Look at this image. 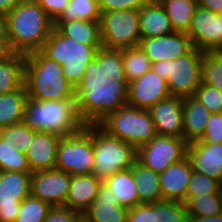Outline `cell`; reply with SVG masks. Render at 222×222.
Instances as JSON below:
<instances>
[{
    "label": "cell",
    "mask_w": 222,
    "mask_h": 222,
    "mask_svg": "<svg viewBox=\"0 0 222 222\" xmlns=\"http://www.w3.org/2000/svg\"><path fill=\"white\" fill-rule=\"evenodd\" d=\"M184 203L189 216L207 217L222 213L220 193L186 198Z\"/></svg>",
    "instance_id": "obj_33"
},
{
    "label": "cell",
    "mask_w": 222,
    "mask_h": 222,
    "mask_svg": "<svg viewBox=\"0 0 222 222\" xmlns=\"http://www.w3.org/2000/svg\"><path fill=\"white\" fill-rule=\"evenodd\" d=\"M220 196H221V201H222V187L220 189Z\"/></svg>",
    "instance_id": "obj_52"
},
{
    "label": "cell",
    "mask_w": 222,
    "mask_h": 222,
    "mask_svg": "<svg viewBox=\"0 0 222 222\" xmlns=\"http://www.w3.org/2000/svg\"><path fill=\"white\" fill-rule=\"evenodd\" d=\"M187 158L196 173L222 182V144L203 142L200 139L188 144Z\"/></svg>",
    "instance_id": "obj_18"
},
{
    "label": "cell",
    "mask_w": 222,
    "mask_h": 222,
    "mask_svg": "<svg viewBox=\"0 0 222 222\" xmlns=\"http://www.w3.org/2000/svg\"><path fill=\"white\" fill-rule=\"evenodd\" d=\"M198 6L214 13L222 12V0H197Z\"/></svg>",
    "instance_id": "obj_47"
},
{
    "label": "cell",
    "mask_w": 222,
    "mask_h": 222,
    "mask_svg": "<svg viewBox=\"0 0 222 222\" xmlns=\"http://www.w3.org/2000/svg\"><path fill=\"white\" fill-rule=\"evenodd\" d=\"M80 222H89L85 217H83Z\"/></svg>",
    "instance_id": "obj_51"
},
{
    "label": "cell",
    "mask_w": 222,
    "mask_h": 222,
    "mask_svg": "<svg viewBox=\"0 0 222 222\" xmlns=\"http://www.w3.org/2000/svg\"><path fill=\"white\" fill-rule=\"evenodd\" d=\"M84 213L66 207H52L44 222H80Z\"/></svg>",
    "instance_id": "obj_44"
},
{
    "label": "cell",
    "mask_w": 222,
    "mask_h": 222,
    "mask_svg": "<svg viewBox=\"0 0 222 222\" xmlns=\"http://www.w3.org/2000/svg\"><path fill=\"white\" fill-rule=\"evenodd\" d=\"M132 172L140 203H155L163 200L160 174L144 167L138 161L132 166Z\"/></svg>",
    "instance_id": "obj_27"
},
{
    "label": "cell",
    "mask_w": 222,
    "mask_h": 222,
    "mask_svg": "<svg viewBox=\"0 0 222 222\" xmlns=\"http://www.w3.org/2000/svg\"><path fill=\"white\" fill-rule=\"evenodd\" d=\"M12 53L7 39L5 22L3 17H0V60L8 57Z\"/></svg>",
    "instance_id": "obj_46"
},
{
    "label": "cell",
    "mask_w": 222,
    "mask_h": 222,
    "mask_svg": "<svg viewBox=\"0 0 222 222\" xmlns=\"http://www.w3.org/2000/svg\"><path fill=\"white\" fill-rule=\"evenodd\" d=\"M56 27L64 36L84 45H102L100 21H55Z\"/></svg>",
    "instance_id": "obj_26"
},
{
    "label": "cell",
    "mask_w": 222,
    "mask_h": 222,
    "mask_svg": "<svg viewBox=\"0 0 222 222\" xmlns=\"http://www.w3.org/2000/svg\"><path fill=\"white\" fill-rule=\"evenodd\" d=\"M201 79L222 92V51L203 52Z\"/></svg>",
    "instance_id": "obj_34"
},
{
    "label": "cell",
    "mask_w": 222,
    "mask_h": 222,
    "mask_svg": "<svg viewBox=\"0 0 222 222\" xmlns=\"http://www.w3.org/2000/svg\"><path fill=\"white\" fill-rule=\"evenodd\" d=\"M203 51L195 47L186 55L172 61L152 63L151 69L167 80L171 96H193L201 85Z\"/></svg>",
    "instance_id": "obj_8"
},
{
    "label": "cell",
    "mask_w": 222,
    "mask_h": 222,
    "mask_svg": "<svg viewBox=\"0 0 222 222\" xmlns=\"http://www.w3.org/2000/svg\"><path fill=\"white\" fill-rule=\"evenodd\" d=\"M98 125L109 135L131 144L136 149L157 135L149 109L129 105L112 112Z\"/></svg>",
    "instance_id": "obj_7"
},
{
    "label": "cell",
    "mask_w": 222,
    "mask_h": 222,
    "mask_svg": "<svg viewBox=\"0 0 222 222\" xmlns=\"http://www.w3.org/2000/svg\"><path fill=\"white\" fill-rule=\"evenodd\" d=\"M193 169L186 157L169 166L160 174V187L163 200L185 202Z\"/></svg>",
    "instance_id": "obj_20"
},
{
    "label": "cell",
    "mask_w": 222,
    "mask_h": 222,
    "mask_svg": "<svg viewBox=\"0 0 222 222\" xmlns=\"http://www.w3.org/2000/svg\"><path fill=\"white\" fill-rule=\"evenodd\" d=\"M0 171L31 172L26 154L0 139Z\"/></svg>",
    "instance_id": "obj_36"
},
{
    "label": "cell",
    "mask_w": 222,
    "mask_h": 222,
    "mask_svg": "<svg viewBox=\"0 0 222 222\" xmlns=\"http://www.w3.org/2000/svg\"><path fill=\"white\" fill-rule=\"evenodd\" d=\"M28 98L25 84L10 93L0 94V129L24 122Z\"/></svg>",
    "instance_id": "obj_25"
},
{
    "label": "cell",
    "mask_w": 222,
    "mask_h": 222,
    "mask_svg": "<svg viewBox=\"0 0 222 222\" xmlns=\"http://www.w3.org/2000/svg\"><path fill=\"white\" fill-rule=\"evenodd\" d=\"M24 122L36 131H46L61 136L71 135L83 127L75 100L35 101L28 98Z\"/></svg>",
    "instance_id": "obj_5"
},
{
    "label": "cell",
    "mask_w": 222,
    "mask_h": 222,
    "mask_svg": "<svg viewBox=\"0 0 222 222\" xmlns=\"http://www.w3.org/2000/svg\"><path fill=\"white\" fill-rule=\"evenodd\" d=\"M187 35L193 47L200 51H222V12L197 6Z\"/></svg>",
    "instance_id": "obj_13"
},
{
    "label": "cell",
    "mask_w": 222,
    "mask_h": 222,
    "mask_svg": "<svg viewBox=\"0 0 222 222\" xmlns=\"http://www.w3.org/2000/svg\"><path fill=\"white\" fill-rule=\"evenodd\" d=\"M94 154L92 147V125L83 127L61 138L55 168L70 175L92 174Z\"/></svg>",
    "instance_id": "obj_9"
},
{
    "label": "cell",
    "mask_w": 222,
    "mask_h": 222,
    "mask_svg": "<svg viewBox=\"0 0 222 222\" xmlns=\"http://www.w3.org/2000/svg\"><path fill=\"white\" fill-rule=\"evenodd\" d=\"M157 135L183 138V98L170 96L149 109Z\"/></svg>",
    "instance_id": "obj_17"
},
{
    "label": "cell",
    "mask_w": 222,
    "mask_h": 222,
    "mask_svg": "<svg viewBox=\"0 0 222 222\" xmlns=\"http://www.w3.org/2000/svg\"><path fill=\"white\" fill-rule=\"evenodd\" d=\"M3 19L11 51L24 55L40 51L54 28L38 2L17 4Z\"/></svg>",
    "instance_id": "obj_2"
},
{
    "label": "cell",
    "mask_w": 222,
    "mask_h": 222,
    "mask_svg": "<svg viewBox=\"0 0 222 222\" xmlns=\"http://www.w3.org/2000/svg\"><path fill=\"white\" fill-rule=\"evenodd\" d=\"M101 11L97 0H70L65 11L56 21H100Z\"/></svg>",
    "instance_id": "obj_32"
},
{
    "label": "cell",
    "mask_w": 222,
    "mask_h": 222,
    "mask_svg": "<svg viewBox=\"0 0 222 222\" xmlns=\"http://www.w3.org/2000/svg\"><path fill=\"white\" fill-rule=\"evenodd\" d=\"M100 30L104 48L122 50L136 47L141 39L139 11L126 9L101 12Z\"/></svg>",
    "instance_id": "obj_10"
},
{
    "label": "cell",
    "mask_w": 222,
    "mask_h": 222,
    "mask_svg": "<svg viewBox=\"0 0 222 222\" xmlns=\"http://www.w3.org/2000/svg\"><path fill=\"white\" fill-rule=\"evenodd\" d=\"M36 132L25 122H21L0 129V139L15 146L21 153L26 154Z\"/></svg>",
    "instance_id": "obj_35"
},
{
    "label": "cell",
    "mask_w": 222,
    "mask_h": 222,
    "mask_svg": "<svg viewBox=\"0 0 222 222\" xmlns=\"http://www.w3.org/2000/svg\"><path fill=\"white\" fill-rule=\"evenodd\" d=\"M127 222H157V202L141 203L129 209Z\"/></svg>",
    "instance_id": "obj_41"
},
{
    "label": "cell",
    "mask_w": 222,
    "mask_h": 222,
    "mask_svg": "<svg viewBox=\"0 0 222 222\" xmlns=\"http://www.w3.org/2000/svg\"><path fill=\"white\" fill-rule=\"evenodd\" d=\"M32 172L0 171V222H14L23 199L31 195Z\"/></svg>",
    "instance_id": "obj_12"
},
{
    "label": "cell",
    "mask_w": 222,
    "mask_h": 222,
    "mask_svg": "<svg viewBox=\"0 0 222 222\" xmlns=\"http://www.w3.org/2000/svg\"><path fill=\"white\" fill-rule=\"evenodd\" d=\"M52 206L32 195L22 200L14 222H44Z\"/></svg>",
    "instance_id": "obj_37"
},
{
    "label": "cell",
    "mask_w": 222,
    "mask_h": 222,
    "mask_svg": "<svg viewBox=\"0 0 222 222\" xmlns=\"http://www.w3.org/2000/svg\"><path fill=\"white\" fill-rule=\"evenodd\" d=\"M139 29L141 38L163 36L174 32L159 0H149L139 10Z\"/></svg>",
    "instance_id": "obj_24"
},
{
    "label": "cell",
    "mask_w": 222,
    "mask_h": 222,
    "mask_svg": "<svg viewBox=\"0 0 222 222\" xmlns=\"http://www.w3.org/2000/svg\"><path fill=\"white\" fill-rule=\"evenodd\" d=\"M163 5L171 26L175 32L188 33L197 0H159Z\"/></svg>",
    "instance_id": "obj_30"
},
{
    "label": "cell",
    "mask_w": 222,
    "mask_h": 222,
    "mask_svg": "<svg viewBox=\"0 0 222 222\" xmlns=\"http://www.w3.org/2000/svg\"><path fill=\"white\" fill-rule=\"evenodd\" d=\"M189 222H222V213L207 217L189 216Z\"/></svg>",
    "instance_id": "obj_49"
},
{
    "label": "cell",
    "mask_w": 222,
    "mask_h": 222,
    "mask_svg": "<svg viewBox=\"0 0 222 222\" xmlns=\"http://www.w3.org/2000/svg\"><path fill=\"white\" fill-rule=\"evenodd\" d=\"M212 113H222V92L217 88L201 83L193 95Z\"/></svg>",
    "instance_id": "obj_40"
},
{
    "label": "cell",
    "mask_w": 222,
    "mask_h": 222,
    "mask_svg": "<svg viewBox=\"0 0 222 222\" xmlns=\"http://www.w3.org/2000/svg\"><path fill=\"white\" fill-rule=\"evenodd\" d=\"M101 12L115 10L139 11L149 0H97Z\"/></svg>",
    "instance_id": "obj_42"
},
{
    "label": "cell",
    "mask_w": 222,
    "mask_h": 222,
    "mask_svg": "<svg viewBox=\"0 0 222 222\" xmlns=\"http://www.w3.org/2000/svg\"><path fill=\"white\" fill-rule=\"evenodd\" d=\"M101 184L94 174L71 175L64 207L84 213L95 202Z\"/></svg>",
    "instance_id": "obj_22"
},
{
    "label": "cell",
    "mask_w": 222,
    "mask_h": 222,
    "mask_svg": "<svg viewBox=\"0 0 222 222\" xmlns=\"http://www.w3.org/2000/svg\"><path fill=\"white\" fill-rule=\"evenodd\" d=\"M138 46L152 63L172 61L188 54L194 48L187 33L175 31L163 36L141 38Z\"/></svg>",
    "instance_id": "obj_16"
},
{
    "label": "cell",
    "mask_w": 222,
    "mask_h": 222,
    "mask_svg": "<svg viewBox=\"0 0 222 222\" xmlns=\"http://www.w3.org/2000/svg\"><path fill=\"white\" fill-rule=\"evenodd\" d=\"M39 5L55 22L69 5L70 0H38Z\"/></svg>",
    "instance_id": "obj_45"
},
{
    "label": "cell",
    "mask_w": 222,
    "mask_h": 222,
    "mask_svg": "<svg viewBox=\"0 0 222 222\" xmlns=\"http://www.w3.org/2000/svg\"><path fill=\"white\" fill-rule=\"evenodd\" d=\"M129 209L118 202V197L103 182L95 202L84 212L89 222H127Z\"/></svg>",
    "instance_id": "obj_21"
},
{
    "label": "cell",
    "mask_w": 222,
    "mask_h": 222,
    "mask_svg": "<svg viewBox=\"0 0 222 222\" xmlns=\"http://www.w3.org/2000/svg\"><path fill=\"white\" fill-rule=\"evenodd\" d=\"M211 113L194 96L183 98V139L189 144L205 134Z\"/></svg>",
    "instance_id": "obj_23"
},
{
    "label": "cell",
    "mask_w": 222,
    "mask_h": 222,
    "mask_svg": "<svg viewBox=\"0 0 222 222\" xmlns=\"http://www.w3.org/2000/svg\"><path fill=\"white\" fill-rule=\"evenodd\" d=\"M188 143L175 136L156 135L137 149V161L161 174L169 166L187 157Z\"/></svg>",
    "instance_id": "obj_11"
},
{
    "label": "cell",
    "mask_w": 222,
    "mask_h": 222,
    "mask_svg": "<svg viewBox=\"0 0 222 222\" xmlns=\"http://www.w3.org/2000/svg\"><path fill=\"white\" fill-rule=\"evenodd\" d=\"M24 84L35 101L75 100L76 88L65 78L62 66L41 51L25 55Z\"/></svg>",
    "instance_id": "obj_3"
},
{
    "label": "cell",
    "mask_w": 222,
    "mask_h": 222,
    "mask_svg": "<svg viewBox=\"0 0 222 222\" xmlns=\"http://www.w3.org/2000/svg\"><path fill=\"white\" fill-rule=\"evenodd\" d=\"M200 140L209 143H222V113L211 114L205 134Z\"/></svg>",
    "instance_id": "obj_43"
},
{
    "label": "cell",
    "mask_w": 222,
    "mask_h": 222,
    "mask_svg": "<svg viewBox=\"0 0 222 222\" xmlns=\"http://www.w3.org/2000/svg\"><path fill=\"white\" fill-rule=\"evenodd\" d=\"M128 81L122 50L101 47L90 61L75 92V108L84 125H98L127 105Z\"/></svg>",
    "instance_id": "obj_1"
},
{
    "label": "cell",
    "mask_w": 222,
    "mask_h": 222,
    "mask_svg": "<svg viewBox=\"0 0 222 222\" xmlns=\"http://www.w3.org/2000/svg\"><path fill=\"white\" fill-rule=\"evenodd\" d=\"M170 96L167 80L161 78L152 69L128 82L127 105L131 107L150 109Z\"/></svg>",
    "instance_id": "obj_15"
},
{
    "label": "cell",
    "mask_w": 222,
    "mask_h": 222,
    "mask_svg": "<svg viewBox=\"0 0 222 222\" xmlns=\"http://www.w3.org/2000/svg\"><path fill=\"white\" fill-rule=\"evenodd\" d=\"M157 222H189L185 203L169 200L158 201Z\"/></svg>",
    "instance_id": "obj_38"
},
{
    "label": "cell",
    "mask_w": 222,
    "mask_h": 222,
    "mask_svg": "<svg viewBox=\"0 0 222 222\" xmlns=\"http://www.w3.org/2000/svg\"><path fill=\"white\" fill-rule=\"evenodd\" d=\"M122 62L128 82L141 77L152 67L150 58L139 46L122 49Z\"/></svg>",
    "instance_id": "obj_31"
},
{
    "label": "cell",
    "mask_w": 222,
    "mask_h": 222,
    "mask_svg": "<svg viewBox=\"0 0 222 222\" xmlns=\"http://www.w3.org/2000/svg\"><path fill=\"white\" fill-rule=\"evenodd\" d=\"M221 187L222 182L218 179L193 171L189 181L186 198H193L198 195L203 196L205 194L220 193Z\"/></svg>",
    "instance_id": "obj_39"
},
{
    "label": "cell",
    "mask_w": 222,
    "mask_h": 222,
    "mask_svg": "<svg viewBox=\"0 0 222 222\" xmlns=\"http://www.w3.org/2000/svg\"><path fill=\"white\" fill-rule=\"evenodd\" d=\"M102 45H84L64 36L56 27L50 32L40 50L49 59L62 66L67 81L75 88L81 83L86 67Z\"/></svg>",
    "instance_id": "obj_4"
},
{
    "label": "cell",
    "mask_w": 222,
    "mask_h": 222,
    "mask_svg": "<svg viewBox=\"0 0 222 222\" xmlns=\"http://www.w3.org/2000/svg\"><path fill=\"white\" fill-rule=\"evenodd\" d=\"M25 55L12 53L0 60V94L10 93L24 84Z\"/></svg>",
    "instance_id": "obj_29"
},
{
    "label": "cell",
    "mask_w": 222,
    "mask_h": 222,
    "mask_svg": "<svg viewBox=\"0 0 222 222\" xmlns=\"http://www.w3.org/2000/svg\"><path fill=\"white\" fill-rule=\"evenodd\" d=\"M17 6L16 0H0V17H5Z\"/></svg>",
    "instance_id": "obj_48"
},
{
    "label": "cell",
    "mask_w": 222,
    "mask_h": 222,
    "mask_svg": "<svg viewBox=\"0 0 222 222\" xmlns=\"http://www.w3.org/2000/svg\"><path fill=\"white\" fill-rule=\"evenodd\" d=\"M63 136L46 131H37L26 153L31 172L53 169L56 166L58 145Z\"/></svg>",
    "instance_id": "obj_19"
},
{
    "label": "cell",
    "mask_w": 222,
    "mask_h": 222,
    "mask_svg": "<svg viewBox=\"0 0 222 222\" xmlns=\"http://www.w3.org/2000/svg\"><path fill=\"white\" fill-rule=\"evenodd\" d=\"M70 183L71 175L57 168L36 171L31 177V195L52 207H64Z\"/></svg>",
    "instance_id": "obj_14"
},
{
    "label": "cell",
    "mask_w": 222,
    "mask_h": 222,
    "mask_svg": "<svg viewBox=\"0 0 222 222\" xmlns=\"http://www.w3.org/2000/svg\"><path fill=\"white\" fill-rule=\"evenodd\" d=\"M38 0H16L17 4L21 3H34L37 2Z\"/></svg>",
    "instance_id": "obj_50"
},
{
    "label": "cell",
    "mask_w": 222,
    "mask_h": 222,
    "mask_svg": "<svg viewBox=\"0 0 222 222\" xmlns=\"http://www.w3.org/2000/svg\"><path fill=\"white\" fill-rule=\"evenodd\" d=\"M94 166L92 174L104 182L117 171L132 168L137 161V149L109 135L99 125H92Z\"/></svg>",
    "instance_id": "obj_6"
},
{
    "label": "cell",
    "mask_w": 222,
    "mask_h": 222,
    "mask_svg": "<svg viewBox=\"0 0 222 222\" xmlns=\"http://www.w3.org/2000/svg\"><path fill=\"white\" fill-rule=\"evenodd\" d=\"M103 183L118 197V202L121 206L131 209L141 204L139 202V195L136 189L132 168L115 172Z\"/></svg>",
    "instance_id": "obj_28"
}]
</instances>
